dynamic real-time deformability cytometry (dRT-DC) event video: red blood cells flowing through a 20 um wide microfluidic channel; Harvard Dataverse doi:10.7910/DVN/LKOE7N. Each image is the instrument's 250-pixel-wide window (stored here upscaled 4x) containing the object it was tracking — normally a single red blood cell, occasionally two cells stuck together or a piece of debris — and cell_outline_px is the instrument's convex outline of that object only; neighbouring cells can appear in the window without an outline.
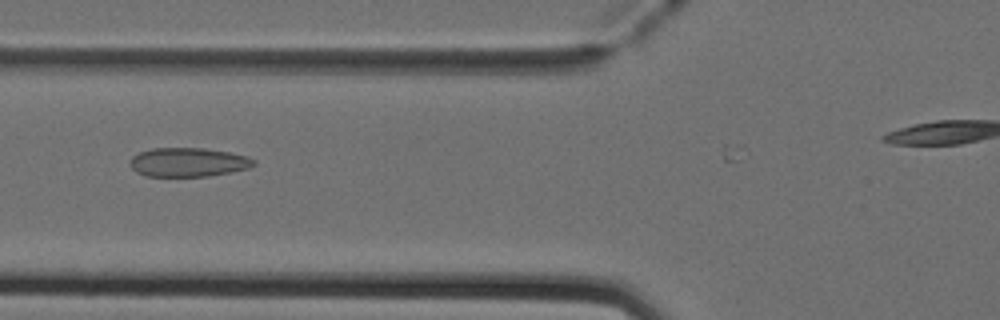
{"species": "Egyptian fruit bat (a non-hibernating species)", "species_latin": "Rousettus aegyptiacus", "temperature_condition": "cold", "stored_images_in_passage": 17, "camera_frame_rate_fps": 3000, "um_per_image_px": 0.085, "animal": {"sex": "female"}, "frame": {"image": 1, "passage_image": 15, "time_ms": 4.667, "image_size_px": [1000, 320], "cell_outline_px": [[256, 164], [248, 168], [232, 172], [208, 176], [144, 176], [136, 172], [128, 164], [128, 160], [132, 156], [140, 152], [152, 148], [204, 148], [228, 152], [248, 156], [256, 160]], "centroid_in_image_um": [15.98, 13.79], "position_along_channel_um": 109.8, "area_um2": 21.1}}